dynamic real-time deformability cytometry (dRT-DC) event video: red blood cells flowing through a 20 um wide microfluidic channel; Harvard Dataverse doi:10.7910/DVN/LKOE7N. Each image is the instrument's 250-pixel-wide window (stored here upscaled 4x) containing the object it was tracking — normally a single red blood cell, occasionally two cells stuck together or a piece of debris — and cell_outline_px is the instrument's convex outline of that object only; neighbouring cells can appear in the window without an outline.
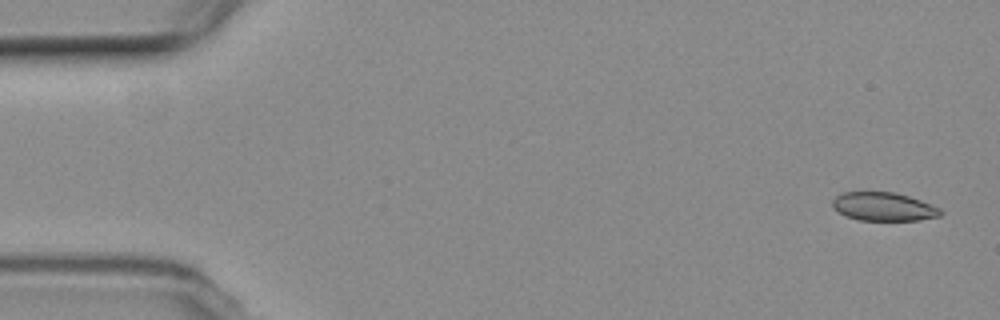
{"species": "common noctule bat (a hibernating species)", "species_latin": "Nyctalus noctula", "temperature_condition": "room temperature", "stored_images_in_passage": 5, "camera_frame_rate_fps": 3000, "um_per_image_px": 0.085, "animal": {"sex": "female", "body_mass_g": 19.3, "forearm_length_mm": 54.1}, "frame": {"image": 1, "passage_image": 1, "time_ms": 0.0, "image_size_px": [1000, 320], "cell_outline_px": [[944, 212], [940, 216], [920, 220], [856, 220], [844, 216], [832, 204], [832, 200], [836, 196], [844, 192], [896, 192], [920, 200], [940, 208]], "centroid_in_image_um": [75.12, 17.57], "position_along_channel_um": 9.9, "area_um2": 17.92}}
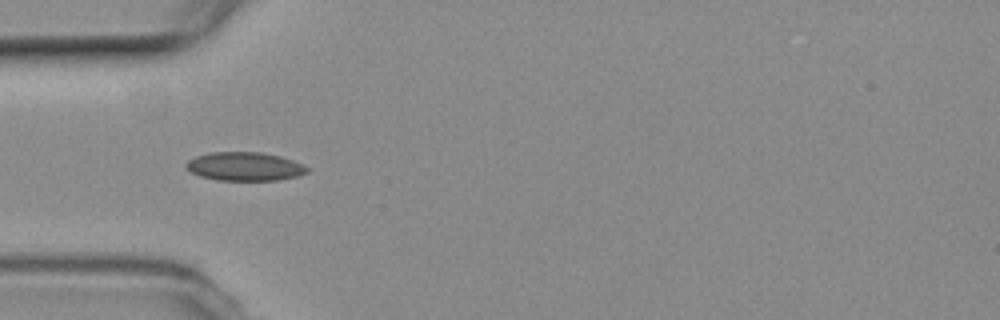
{"frame": {"image": 2, "passage_image": 4, "time_ms": 5.0, "image_size_px": [1000, 320], "cell_outline_px": [[308, 172], [296, 176], [280, 180], [216, 180], [200, 176], [184, 168], [184, 164], [188, 160], [196, 156], [212, 152], [260, 152], [280, 156], [292, 160], [308, 168]], "centroid_in_image_um": [20.75, 14.15], "position_along_channel_um": 64.2, "area_um2": 20.11}}
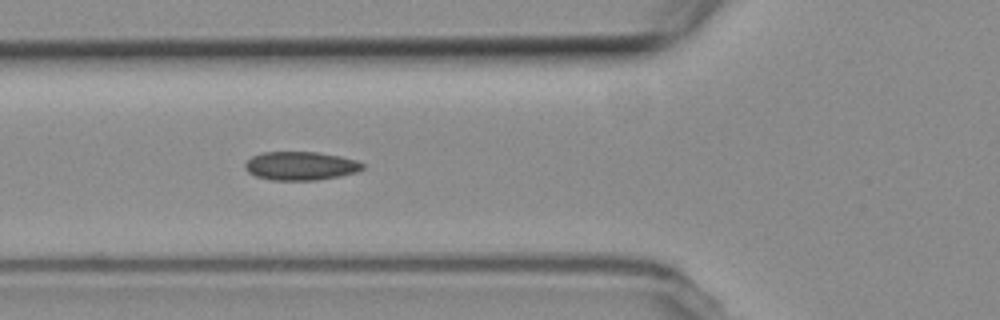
{"frame": {"image": 3, "passage_image": 5, "time_ms": 6.0, "image_size_px": [1000, 320], "cell_outline_px": [[364, 168], [360, 172], [340, 176], [316, 180], [272, 180], [256, 176], [248, 172], [244, 168], [244, 164], [252, 156], [260, 152], [316, 152], [340, 156], [356, 160], [364, 164]], "centroid_in_image_um": [25.56, 14.1], "position_along_channel_um": 100.2, "area_um2": 19.71}}